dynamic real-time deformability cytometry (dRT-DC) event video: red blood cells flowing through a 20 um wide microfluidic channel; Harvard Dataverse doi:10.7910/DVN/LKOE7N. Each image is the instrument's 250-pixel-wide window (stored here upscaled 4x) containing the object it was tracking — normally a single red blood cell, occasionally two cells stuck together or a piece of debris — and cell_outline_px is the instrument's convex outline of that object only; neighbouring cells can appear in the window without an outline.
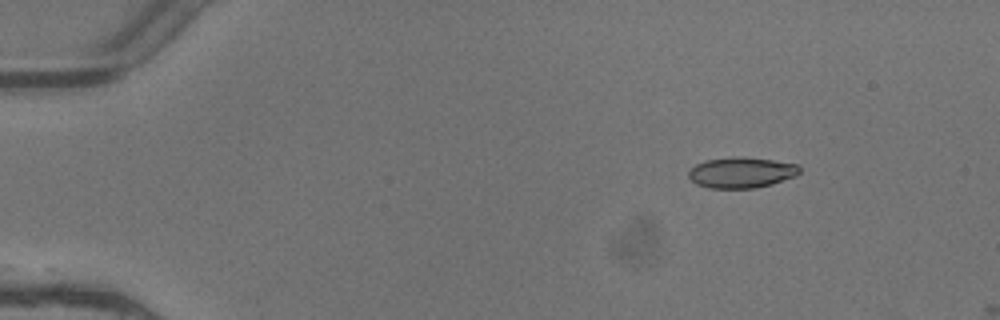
{"species": "common noctule bat (a hibernating species)", "species_latin": "Nyctalus noctula", "temperature_condition": "warm", "stored_images_in_passage": 4, "camera_frame_rate_fps": 3000, "um_per_image_px": 0.085, "animal": {"sex": "female"}, "frame": {"image": 1, "passage_image": 3, "time_ms": 0.667, "image_size_px": [1000, 320], "cell_outline_px": [[800, 172], [796, 176], [772, 184], [752, 188], [708, 188], [696, 184], [688, 176], [688, 172], [696, 164], [704, 160], [736, 156], [744, 156], [772, 160], [796, 164], [800, 168]], "centroid_in_image_um": [63.0, 14.66], "position_along_channel_um": 22.0, "area_um2": 19.94}}